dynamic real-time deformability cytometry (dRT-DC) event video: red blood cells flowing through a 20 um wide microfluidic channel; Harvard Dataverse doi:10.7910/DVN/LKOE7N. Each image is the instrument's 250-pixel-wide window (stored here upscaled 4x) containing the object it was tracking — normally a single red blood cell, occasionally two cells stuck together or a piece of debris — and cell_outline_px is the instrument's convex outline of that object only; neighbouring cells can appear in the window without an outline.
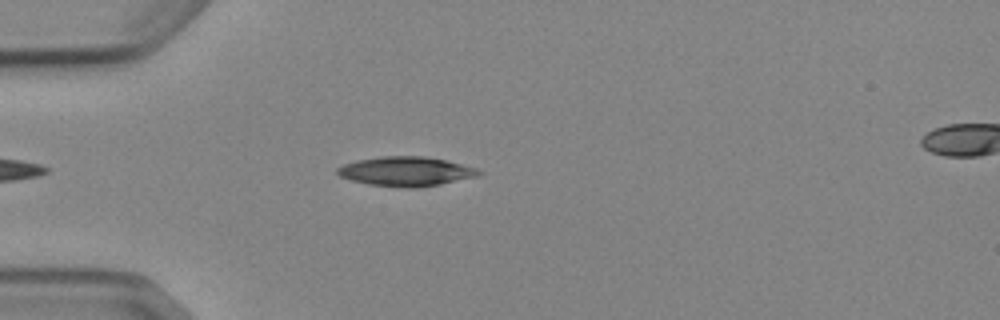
{"species": "Egyptian fruit bat (a non-hibernating species)", "species_latin": "Rousettus aegyptiacus", "temperature_condition": "cold", "stored_images_in_passage": 5, "segment_of_instrument_passage": [1, 2], "camera_frame_rate_fps": 3000, "um_per_image_px": 0.085, "animal": {"sex": "female"}, "frame": {"image": 1, "passage_image": 4, "time_ms": 3.333, "image_size_px": [1000, 320], "cell_outline_px": [[484, 172], [480, 176], [440, 184], [416, 188], [404, 188], [368, 184], [352, 180], [340, 176], [336, 172], [336, 168], [344, 164], [356, 160], [384, 156], [424, 156], [444, 160], [476, 168]], "centroid_in_image_um": [34.51, 14.57], "position_along_channel_um": 50.5, "area_um2": 24.22}}